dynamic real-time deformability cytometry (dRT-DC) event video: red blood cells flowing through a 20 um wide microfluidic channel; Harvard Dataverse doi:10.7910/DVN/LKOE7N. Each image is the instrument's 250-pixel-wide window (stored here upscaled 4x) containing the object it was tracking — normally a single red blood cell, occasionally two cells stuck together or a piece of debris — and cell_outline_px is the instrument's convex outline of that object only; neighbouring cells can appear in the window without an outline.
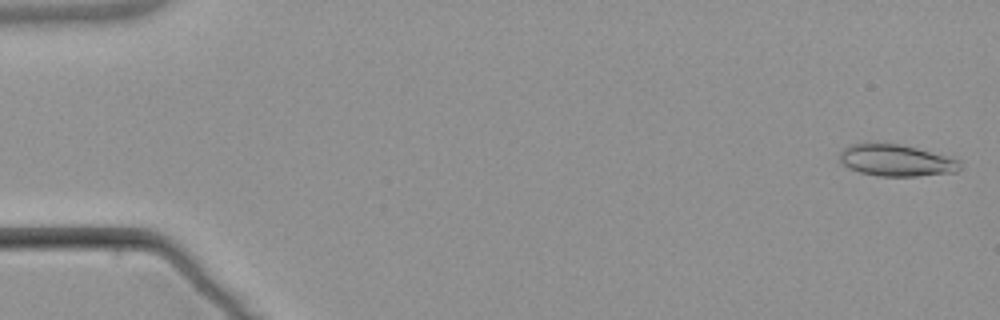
{"species": "common noctule bat (a hibernating species)", "species_latin": "Nyctalus noctula", "temperature_condition": "warm", "stored_images_in_passage": 5, "camera_frame_rate_fps": 3000, "um_per_image_px": 0.085, "animal": {"sex": "male", "body_mass_g": 21.5, "forearm_length_mm": 52.0}, "frame": {"image": 1, "passage_image": 1, "time_ms": 0.0, "image_size_px": [1000, 320], "cell_outline_px": [[960, 168], [956, 172], [916, 176], [880, 176], [860, 172], [848, 168], [840, 164], [840, 152], [848, 144], [868, 140], [900, 144], [916, 148], [960, 160]], "centroid_in_image_um": [76.08, 13.59], "position_along_channel_um": 8.9, "area_um2": 22.72}}
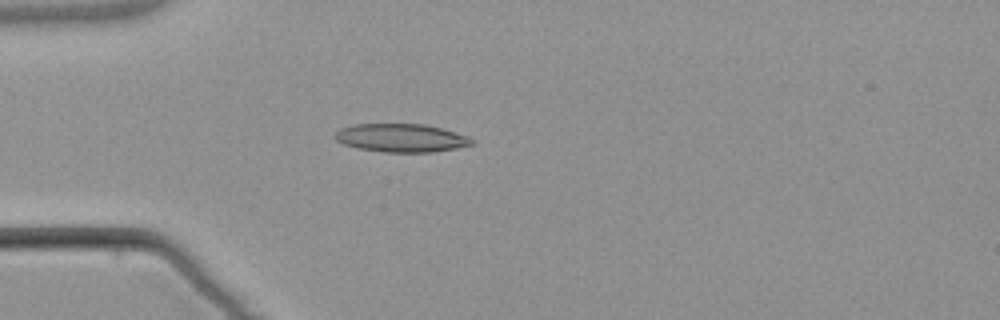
{"frame": {"image": 2, "passage_image": 5, "time_ms": 4.667, "image_size_px": [1000, 320], "cell_outline_px": [[472, 144], [456, 148], [432, 152], [384, 152], [356, 148], [344, 144], [336, 140], [332, 136], [340, 128], [356, 124], [424, 124], [440, 128], [468, 136], [472, 140]], "centroid_in_image_um": [34.05, 11.72], "position_along_channel_um": 51.0, "area_um2": 22.43}}